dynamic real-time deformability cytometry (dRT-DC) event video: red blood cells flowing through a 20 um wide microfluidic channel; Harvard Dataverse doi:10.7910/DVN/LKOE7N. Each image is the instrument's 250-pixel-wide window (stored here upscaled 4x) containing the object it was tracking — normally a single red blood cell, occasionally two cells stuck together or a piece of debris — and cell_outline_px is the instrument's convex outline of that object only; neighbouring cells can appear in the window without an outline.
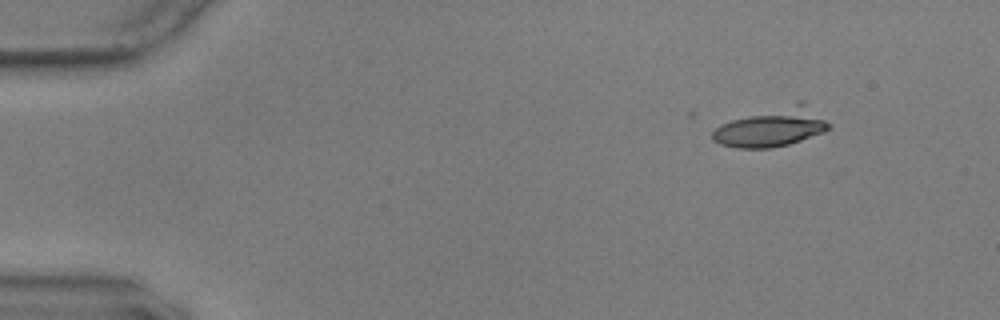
{"species": "common noctule bat (a hibernating species)", "species_latin": "Nyctalus noctula", "temperature_condition": "warm", "stored_images_in_passage": 9, "camera_frame_rate_fps": 3000, "um_per_image_px": 0.085, "animal": {"sex": "male", "body_mass_g": 17.9, "forearm_length_mm": 54.2}, "frame": {"image": 1, "passage_image": 1, "time_ms": 0.0, "image_size_px": [1000, 320], "cell_outline_px": [[832, 128], [824, 132], [788, 144], [772, 148], [736, 148], [720, 144], [712, 140], [712, 132], [720, 124], [732, 120], [796, 100], [804, 100], [832, 124]], "centroid_in_image_um": [65.66, 10.79], "position_along_channel_um": 19.3, "area_um2": 26.59}}